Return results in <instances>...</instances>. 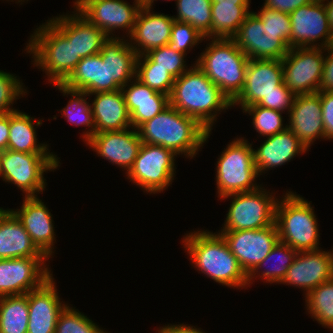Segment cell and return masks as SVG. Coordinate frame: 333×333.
<instances>
[{
    "mask_svg": "<svg viewBox=\"0 0 333 333\" xmlns=\"http://www.w3.org/2000/svg\"><path fill=\"white\" fill-rule=\"evenodd\" d=\"M154 8L142 6L133 31L127 38L138 56L150 50L166 46L171 38L173 16L153 11Z\"/></svg>",
    "mask_w": 333,
    "mask_h": 333,
    "instance_id": "24",
    "label": "cell"
},
{
    "mask_svg": "<svg viewBox=\"0 0 333 333\" xmlns=\"http://www.w3.org/2000/svg\"><path fill=\"white\" fill-rule=\"evenodd\" d=\"M136 78L151 89L170 96L175 77L160 67H136Z\"/></svg>",
    "mask_w": 333,
    "mask_h": 333,
    "instance_id": "43",
    "label": "cell"
},
{
    "mask_svg": "<svg viewBox=\"0 0 333 333\" xmlns=\"http://www.w3.org/2000/svg\"><path fill=\"white\" fill-rule=\"evenodd\" d=\"M295 95L292 92H273L262 98L256 105L284 112L287 116L292 108Z\"/></svg>",
    "mask_w": 333,
    "mask_h": 333,
    "instance_id": "45",
    "label": "cell"
},
{
    "mask_svg": "<svg viewBox=\"0 0 333 333\" xmlns=\"http://www.w3.org/2000/svg\"><path fill=\"white\" fill-rule=\"evenodd\" d=\"M291 21L290 48H327L333 34L330 30L323 0H315L289 13Z\"/></svg>",
    "mask_w": 333,
    "mask_h": 333,
    "instance_id": "14",
    "label": "cell"
},
{
    "mask_svg": "<svg viewBox=\"0 0 333 333\" xmlns=\"http://www.w3.org/2000/svg\"><path fill=\"white\" fill-rule=\"evenodd\" d=\"M177 323H167L163 326L156 327L155 330H157L155 331V333H207L197 325L194 326L192 324H186V322L185 324L183 322Z\"/></svg>",
    "mask_w": 333,
    "mask_h": 333,
    "instance_id": "49",
    "label": "cell"
},
{
    "mask_svg": "<svg viewBox=\"0 0 333 333\" xmlns=\"http://www.w3.org/2000/svg\"><path fill=\"white\" fill-rule=\"evenodd\" d=\"M264 139L259 147L253 148L254 164L259 177H264L269 170L288 164L295 157L310 151L288 127Z\"/></svg>",
    "mask_w": 333,
    "mask_h": 333,
    "instance_id": "25",
    "label": "cell"
},
{
    "mask_svg": "<svg viewBox=\"0 0 333 333\" xmlns=\"http://www.w3.org/2000/svg\"><path fill=\"white\" fill-rule=\"evenodd\" d=\"M232 39L249 59L282 60L290 49L277 31L263 26L254 10L247 15Z\"/></svg>",
    "mask_w": 333,
    "mask_h": 333,
    "instance_id": "17",
    "label": "cell"
},
{
    "mask_svg": "<svg viewBox=\"0 0 333 333\" xmlns=\"http://www.w3.org/2000/svg\"><path fill=\"white\" fill-rule=\"evenodd\" d=\"M273 92H291L283 83L282 61L249 59L243 90L232 101V108L237 106L243 110Z\"/></svg>",
    "mask_w": 333,
    "mask_h": 333,
    "instance_id": "15",
    "label": "cell"
},
{
    "mask_svg": "<svg viewBox=\"0 0 333 333\" xmlns=\"http://www.w3.org/2000/svg\"><path fill=\"white\" fill-rule=\"evenodd\" d=\"M330 47L333 49V37H332V41H331Z\"/></svg>",
    "mask_w": 333,
    "mask_h": 333,
    "instance_id": "55",
    "label": "cell"
},
{
    "mask_svg": "<svg viewBox=\"0 0 333 333\" xmlns=\"http://www.w3.org/2000/svg\"><path fill=\"white\" fill-rule=\"evenodd\" d=\"M320 91L295 95L288 114V128L309 150L316 140H325Z\"/></svg>",
    "mask_w": 333,
    "mask_h": 333,
    "instance_id": "23",
    "label": "cell"
},
{
    "mask_svg": "<svg viewBox=\"0 0 333 333\" xmlns=\"http://www.w3.org/2000/svg\"><path fill=\"white\" fill-rule=\"evenodd\" d=\"M191 267L198 274L213 280L220 286L242 290L248 288V275L232 254L223 236L209 229H193L181 238Z\"/></svg>",
    "mask_w": 333,
    "mask_h": 333,
    "instance_id": "1",
    "label": "cell"
},
{
    "mask_svg": "<svg viewBox=\"0 0 333 333\" xmlns=\"http://www.w3.org/2000/svg\"><path fill=\"white\" fill-rule=\"evenodd\" d=\"M313 206L312 201L290 189L280 196L275 216L280 242L298 252L322 248L320 224Z\"/></svg>",
    "mask_w": 333,
    "mask_h": 333,
    "instance_id": "6",
    "label": "cell"
},
{
    "mask_svg": "<svg viewBox=\"0 0 333 333\" xmlns=\"http://www.w3.org/2000/svg\"><path fill=\"white\" fill-rule=\"evenodd\" d=\"M98 157L125 171L133 167L142 141L133 127L121 131L95 133L86 143Z\"/></svg>",
    "mask_w": 333,
    "mask_h": 333,
    "instance_id": "20",
    "label": "cell"
},
{
    "mask_svg": "<svg viewBox=\"0 0 333 333\" xmlns=\"http://www.w3.org/2000/svg\"><path fill=\"white\" fill-rule=\"evenodd\" d=\"M323 3L327 11L330 30L333 34V0H323Z\"/></svg>",
    "mask_w": 333,
    "mask_h": 333,
    "instance_id": "51",
    "label": "cell"
},
{
    "mask_svg": "<svg viewBox=\"0 0 333 333\" xmlns=\"http://www.w3.org/2000/svg\"><path fill=\"white\" fill-rule=\"evenodd\" d=\"M333 278V255L323 248L298 252L280 285L299 288L305 297L310 291Z\"/></svg>",
    "mask_w": 333,
    "mask_h": 333,
    "instance_id": "19",
    "label": "cell"
},
{
    "mask_svg": "<svg viewBox=\"0 0 333 333\" xmlns=\"http://www.w3.org/2000/svg\"><path fill=\"white\" fill-rule=\"evenodd\" d=\"M207 44L194 61L232 102L243 90L249 58L233 39L205 38Z\"/></svg>",
    "mask_w": 333,
    "mask_h": 333,
    "instance_id": "5",
    "label": "cell"
},
{
    "mask_svg": "<svg viewBox=\"0 0 333 333\" xmlns=\"http://www.w3.org/2000/svg\"><path fill=\"white\" fill-rule=\"evenodd\" d=\"M212 3H227L234 5H250L251 0H212Z\"/></svg>",
    "mask_w": 333,
    "mask_h": 333,
    "instance_id": "52",
    "label": "cell"
},
{
    "mask_svg": "<svg viewBox=\"0 0 333 333\" xmlns=\"http://www.w3.org/2000/svg\"><path fill=\"white\" fill-rule=\"evenodd\" d=\"M10 113L0 115V152L8 149Z\"/></svg>",
    "mask_w": 333,
    "mask_h": 333,
    "instance_id": "50",
    "label": "cell"
},
{
    "mask_svg": "<svg viewBox=\"0 0 333 333\" xmlns=\"http://www.w3.org/2000/svg\"><path fill=\"white\" fill-rule=\"evenodd\" d=\"M241 268L249 275L279 241L276 223L254 230L218 231Z\"/></svg>",
    "mask_w": 333,
    "mask_h": 333,
    "instance_id": "16",
    "label": "cell"
},
{
    "mask_svg": "<svg viewBox=\"0 0 333 333\" xmlns=\"http://www.w3.org/2000/svg\"><path fill=\"white\" fill-rule=\"evenodd\" d=\"M88 96H93L90 106L95 124V133L121 131L132 127L130 114L121 89L88 94Z\"/></svg>",
    "mask_w": 333,
    "mask_h": 333,
    "instance_id": "28",
    "label": "cell"
},
{
    "mask_svg": "<svg viewBox=\"0 0 333 333\" xmlns=\"http://www.w3.org/2000/svg\"><path fill=\"white\" fill-rule=\"evenodd\" d=\"M297 253L289 245L278 241L268 256L248 275V287L258 279L269 285H279Z\"/></svg>",
    "mask_w": 333,
    "mask_h": 333,
    "instance_id": "32",
    "label": "cell"
},
{
    "mask_svg": "<svg viewBox=\"0 0 333 333\" xmlns=\"http://www.w3.org/2000/svg\"><path fill=\"white\" fill-rule=\"evenodd\" d=\"M53 86L64 97H71L67 102L68 104L57 111L61 113V117H64L68 123L73 126H83L85 128L81 133L82 135L80 134V138L86 143L95 134V124L90 106L91 97L83 91L68 89L62 84H52Z\"/></svg>",
    "mask_w": 333,
    "mask_h": 333,
    "instance_id": "33",
    "label": "cell"
},
{
    "mask_svg": "<svg viewBox=\"0 0 333 333\" xmlns=\"http://www.w3.org/2000/svg\"><path fill=\"white\" fill-rule=\"evenodd\" d=\"M60 160L57 154H32L7 149L0 153V178L7 184H14L23 197L39 196L44 194L48 185L44 175L59 170Z\"/></svg>",
    "mask_w": 333,
    "mask_h": 333,
    "instance_id": "8",
    "label": "cell"
},
{
    "mask_svg": "<svg viewBox=\"0 0 333 333\" xmlns=\"http://www.w3.org/2000/svg\"><path fill=\"white\" fill-rule=\"evenodd\" d=\"M79 309L68 304L60 313L55 333H110Z\"/></svg>",
    "mask_w": 333,
    "mask_h": 333,
    "instance_id": "40",
    "label": "cell"
},
{
    "mask_svg": "<svg viewBox=\"0 0 333 333\" xmlns=\"http://www.w3.org/2000/svg\"><path fill=\"white\" fill-rule=\"evenodd\" d=\"M52 275L40 287L28 292L27 333H55L62 310L69 304L61 297Z\"/></svg>",
    "mask_w": 333,
    "mask_h": 333,
    "instance_id": "21",
    "label": "cell"
},
{
    "mask_svg": "<svg viewBox=\"0 0 333 333\" xmlns=\"http://www.w3.org/2000/svg\"><path fill=\"white\" fill-rule=\"evenodd\" d=\"M49 262L47 257L0 259V297L24 295L40 287L53 275Z\"/></svg>",
    "mask_w": 333,
    "mask_h": 333,
    "instance_id": "13",
    "label": "cell"
},
{
    "mask_svg": "<svg viewBox=\"0 0 333 333\" xmlns=\"http://www.w3.org/2000/svg\"><path fill=\"white\" fill-rule=\"evenodd\" d=\"M156 1H158V0H145L144 2H143V5L144 6H147V7H152V8H154V6L153 5H155L154 4V2L156 3ZM163 1V0H162ZM164 1H176V0H164Z\"/></svg>",
    "mask_w": 333,
    "mask_h": 333,
    "instance_id": "53",
    "label": "cell"
},
{
    "mask_svg": "<svg viewBox=\"0 0 333 333\" xmlns=\"http://www.w3.org/2000/svg\"><path fill=\"white\" fill-rule=\"evenodd\" d=\"M16 74L0 69V115L17 110L14 103L29 94L28 88Z\"/></svg>",
    "mask_w": 333,
    "mask_h": 333,
    "instance_id": "41",
    "label": "cell"
},
{
    "mask_svg": "<svg viewBox=\"0 0 333 333\" xmlns=\"http://www.w3.org/2000/svg\"><path fill=\"white\" fill-rule=\"evenodd\" d=\"M261 6L268 7L278 12L291 13L299 7L310 4L315 0H263Z\"/></svg>",
    "mask_w": 333,
    "mask_h": 333,
    "instance_id": "48",
    "label": "cell"
},
{
    "mask_svg": "<svg viewBox=\"0 0 333 333\" xmlns=\"http://www.w3.org/2000/svg\"><path fill=\"white\" fill-rule=\"evenodd\" d=\"M169 104L195 118L208 131L213 130L222 113L232 109L228 97L195 64L175 79Z\"/></svg>",
    "mask_w": 333,
    "mask_h": 333,
    "instance_id": "3",
    "label": "cell"
},
{
    "mask_svg": "<svg viewBox=\"0 0 333 333\" xmlns=\"http://www.w3.org/2000/svg\"><path fill=\"white\" fill-rule=\"evenodd\" d=\"M28 293L0 297V333H27Z\"/></svg>",
    "mask_w": 333,
    "mask_h": 333,
    "instance_id": "35",
    "label": "cell"
},
{
    "mask_svg": "<svg viewBox=\"0 0 333 333\" xmlns=\"http://www.w3.org/2000/svg\"><path fill=\"white\" fill-rule=\"evenodd\" d=\"M305 312L319 325L333 330V278L323 282L305 297Z\"/></svg>",
    "mask_w": 333,
    "mask_h": 333,
    "instance_id": "36",
    "label": "cell"
},
{
    "mask_svg": "<svg viewBox=\"0 0 333 333\" xmlns=\"http://www.w3.org/2000/svg\"><path fill=\"white\" fill-rule=\"evenodd\" d=\"M3 1H4V0H3ZM6 1H7V2H9V1H10V2H15V4H17V5L19 4V6H20V5H22L23 3H24V4H25L26 2L28 3L29 0H5V2H6Z\"/></svg>",
    "mask_w": 333,
    "mask_h": 333,
    "instance_id": "54",
    "label": "cell"
},
{
    "mask_svg": "<svg viewBox=\"0 0 333 333\" xmlns=\"http://www.w3.org/2000/svg\"><path fill=\"white\" fill-rule=\"evenodd\" d=\"M39 196L23 197L22 205L8 209L17 217L30 235L36 247L49 259L55 256L57 248L55 221L47 203ZM55 247V248H54Z\"/></svg>",
    "mask_w": 333,
    "mask_h": 333,
    "instance_id": "18",
    "label": "cell"
},
{
    "mask_svg": "<svg viewBox=\"0 0 333 333\" xmlns=\"http://www.w3.org/2000/svg\"><path fill=\"white\" fill-rule=\"evenodd\" d=\"M205 37L190 24L174 20L168 47L185 55L204 42Z\"/></svg>",
    "mask_w": 333,
    "mask_h": 333,
    "instance_id": "42",
    "label": "cell"
},
{
    "mask_svg": "<svg viewBox=\"0 0 333 333\" xmlns=\"http://www.w3.org/2000/svg\"><path fill=\"white\" fill-rule=\"evenodd\" d=\"M46 257L33 243L17 217L8 209L0 208V259Z\"/></svg>",
    "mask_w": 333,
    "mask_h": 333,
    "instance_id": "29",
    "label": "cell"
},
{
    "mask_svg": "<svg viewBox=\"0 0 333 333\" xmlns=\"http://www.w3.org/2000/svg\"><path fill=\"white\" fill-rule=\"evenodd\" d=\"M186 58L187 55L184 53L174 51L166 45L138 56L136 67H160L167 70L175 78H178L195 64L192 63L189 66L186 63V60H188Z\"/></svg>",
    "mask_w": 333,
    "mask_h": 333,
    "instance_id": "38",
    "label": "cell"
},
{
    "mask_svg": "<svg viewBox=\"0 0 333 333\" xmlns=\"http://www.w3.org/2000/svg\"><path fill=\"white\" fill-rule=\"evenodd\" d=\"M320 92H333V49L325 48L324 69L320 83Z\"/></svg>",
    "mask_w": 333,
    "mask_h": 333,
    "instance_id": "47",
    "label": "cell"
},
{
    "mask_svg": "<svg viewBox=\"0 0 333 333\" xmlns=\"http://www.w3.org/2000/svg\"><path fill=\"white\" fill-rule=\"evenodd\" d=\"M325 49L290 48L283 57V83L294 95L319 92L324 69Z\"/></svg>",
    "mask_w": 333,
    "mask_h": 333,
    "instance_id": "12",
    "label": "cell"
},
{
    "mask_svg": "<svg viewBox=\"0 0 333 333\" xmlns=\"http://www.w3.org/2000/svg\"><path fill=\"white\" fill-rule=\"evenodd\" d=\"M132 1L133 4L126 0H74L72 7L108 37L128 38L143 6L139 0Z\"/></svg>",
    "mask_w": 333,
    "mask_h": 333,
    "instance_id": "11",
    "label": "cell"
},
{
    "mask_svg": "<svg viewBox=\"0 0 333 333\" xmlns=\"http://www.w3.org/2000/svg\"><path fill=\"white\" fill-rule=\"evenodd\" d=\"M250 5L212 3V22L209 38L232 39L252 11Z\"/></svg>",
    "mask_w": 333,
    "mask_h": 333,
    "instance_id": "34",
    "label": "cell"
},
{
    "mask_svg": "<svg viewBox=\"0 0 333 333\" xmlns=\"http://www.w3.org/2000/svg\"><path fill=\"white\" fill-rule=\"evenodd\" d=\"M174 20L186 22L205 38H209L212 22V0H176Z\"/></svg>",
    "mask_w": 333,
    "mask_h": 333,
    "instance_id": "37",
    "label": "cell"
},
{
    "mask_svg": "<svg viewBox=\"0 0 333 333\" xmlns=\"http://www.w3.org/2000/svg\"><path fill=\"white\" fill-rule=\"evenodd\" d=\"M264 186L263 184L254 191L229 194L218 199L231 200L224 224L218 231L254 230L275 223L276 205L280 196L277 191H270Z\"/></svg>",
    "mask_w": 333,
    "mask_h": 333,
    "instance_id": "9",
    "label": "cell"
},
{
    "mask_svg": "<svg viewBox=\"0 0 333 333\" xmlns=\"http://www.w3.org/2000/svg\"><path fill=\"white\" fill-rule=\"evenodd\" d=\"M259 10L255 13L262 20L263 26L272 31H277L278 35L289 45L291 33L289 13L278 12L265 6H262Z\"/></svg>",
    "mask_w": 333,
    "mask_h": 333,
    "instance_id": "44",
    "label": "cell"
},
{
    "mask_svg": "<svg viewBox=\"0 0 333 333\" xmlns=\"http://www.w3.org/2000/svg\"><path fill=\"white\" fill-rule=\"evenodd\" d=\"M44 118L36 119L28 113L17 110L10 113V129L8 138V149L15 152L32 154H56L50 152L51 147L47 142L40 143L37 128L42 124ZM39 141V142H38Z\"/></svg>",
    "mask_w": 333,
    "mask_h": 333,
    "instance_id": "30",
    "label": "cell"
},
{
    "mask_svg": "<svg viewBox=\"0 0 333 333\" xmlns=\"http://www.w3.org/2000/svg\"><path fill=\"white\" fill-rule=\"evenodd\" d=\"M99 53L108 62L109 92L120 90L136 77L138 55L127 38L109 37Z\"/></svg>",
    "mask_w": 333,
    "mask_h": 333,
    "instance_id": "26",
    "label": "cell"
},
{
    "mask_svg": "<svg viewBox=\"0 0 333 333\" xmlns=\"http://www.w3.org/2000/svg\"><path fill=\"white\" fill-rule=\"evenodd\" d=\"M74 11L48 17V20L69 40L73 41L76 56L81 59L98 54L109 38L102 30L91 24L74 7Z\"/></svg>",
    "mask_w": 333,
    "mask_h": 333,
    "instance_id": "22",
    "label": "cell"
},
{
    "mask_svg": "<svg viewBox=\"0 0 333 333\" xmlns=\"http://www.w3.org/2000/svg\"><path fill=\"white\" fill-rule=\"evenodd\" d=\"M142 143L159 145L179 157L194 159L208 142V131L195 118L187 116L170 104L137 128Z\"/></svg>",
    "mask_w": 333,
    "mask_h": 333,
    "instance_id": "2",
    "label": "cell"
},
{
    "mask_svg": "<svg viewBox=\"0 0 333 333\" xmlns=\"http://www.w3.org/2000/svg\"><path fill=\"white\" fill-rule=\"evenodd\" d=\"M176 157L178 155L163 146L142 143L125 178L145 194L163 193L176 179Z\"/></svg>",
    "mask_w": 333,
    "mask_h": 333,
    "instance_id": "10",
    "label": "cell"
},
{
    "mask_svg": "<svg viewBox=\"0 0 333 333\" xmlns=\"http://www.w3.org/2000/svg\"><path fill=\"white\" fill-rule=\"evenodd\" d=\"M242 112L251 116V125L258 132V137H268L284 131L288 127L285 122L284 112L264 108L258 105L245 107Z\"/></svg>",
    "mask_w": 333,
    "mask_h": 333,
    "instance_id": "39",
    "label": "cell"
},
{
    "mask_svg": "<svg viewBox=\"0 0 333 333\" xmlns=\"http://www.w3.org/2000/svg\"><path fill=\"white\" fill-rule=\"evenodd\" d=\"M62 85L87 94L109 92L108 62L100 53L82 58Z\"/></svg>",
    "mask_w": 333,
    "mask_h": 333,
    "instance_id": "31",
    "label": "cell"
},
{
    "mask_svg": "<svg viewBox=\"0 0 333 333\" xmlns=\"http://www.w3.org/2000/svg\"><path fill=\"white\" fill-rule=\"evenodd\" d=\"M325 140H333V92H320Z\"/></svg>",
    "mask_w": 333,
    "mask_h": 333,
    "instance_id": "46",
    "label": "cell"
},
{
    "mask_svg": "<svg viewBox=\"0 0 333 333\" xmlns=\"http://www.w3.org/2000/svg\"><path fill=\"white\" fill-rule=\"evenodd\" d=\"M253 145L248 138L237 135L218 154L214 178L218 199L229 194L254 191L263 185V182H257L261 181V177L254 164Z\"/></svg>",
    "mask_w": 333,
    "mask_h": 333,
    "instance_id": "7",
    "label": "cell"
},
{
    "mask_svg": "<svg viewBox=\"0 0 333 333\" xmlns=\"http://www.w3.org/2000/svg\"><path fill=\"white\" fill-rule=\"evenodd\" d=\"M33 29L24 47L32 67L41 69L48 84H62L81 61L69 41L49 20Z\"/></svg>",
    "mask_w": 333,
    "mask_h": 333,
    "instance_id": "4",
    "label": "cell"
},
{
    "mask_svg": "<svg viewBox=\"0 0 333 333\" xmlns=\"http://www.w3.org/2000/svg\"><path fill=\"white\" fill-rule=\"evenodd\" d=\"M121 91L134 129L169 105V96L151 89L136 77L122 87Z\"/></svg>",
    "mask_w": 333,
    "mask_h": 333,
    "instance_id": "27",
    "label": "cell"
}]
</instances>
